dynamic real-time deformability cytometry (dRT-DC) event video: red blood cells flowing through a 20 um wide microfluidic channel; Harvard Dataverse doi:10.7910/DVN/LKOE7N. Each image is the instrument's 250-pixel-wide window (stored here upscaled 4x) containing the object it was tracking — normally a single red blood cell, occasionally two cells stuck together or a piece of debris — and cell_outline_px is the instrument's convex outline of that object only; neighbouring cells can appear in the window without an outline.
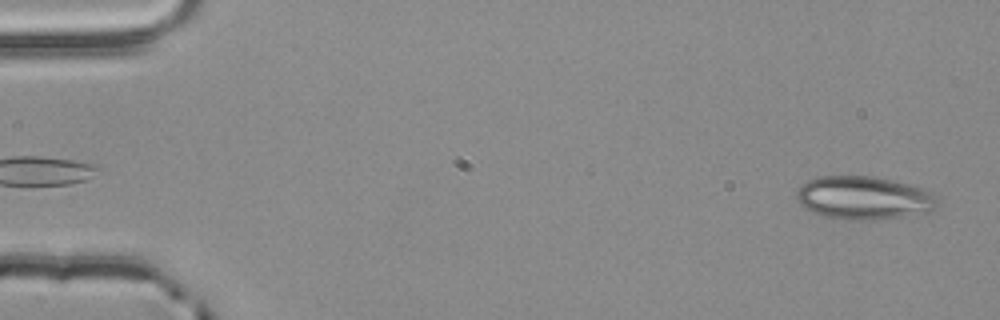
{"species": "common noctule bat (a hibernating species)", "species_latin": "Nyctalus noctula", "temperature_condition": "room temperature", "stored_images_in_passage": 4, "segment_of_instrument_passage": [2, 2], "camera_frame_rate_fps": 3000, "um_per_image_px": 0.085, "animal": {"sex": "male", "body_mass_g": 20.4}, "frame": {"image": 1, "passage_image": 4, "time_ms": 1.0, "image_size_px": [1000, 320], "cell_outline_px": [[940, 204], [936, 208], [928, 212], [872, 220], [848, 220], [824, 216], [812, 212], [800, 204], [796, 196], [796, 192], [800, 184], [816, 176], [872, 176], [892, 180], [908, 184], [920, 188], [936, 196], [940, 200]], "centroid_in_image_um": [73.4, 16.81], "position_along_channel_um": 11.6, "area_um2": 35.55}}